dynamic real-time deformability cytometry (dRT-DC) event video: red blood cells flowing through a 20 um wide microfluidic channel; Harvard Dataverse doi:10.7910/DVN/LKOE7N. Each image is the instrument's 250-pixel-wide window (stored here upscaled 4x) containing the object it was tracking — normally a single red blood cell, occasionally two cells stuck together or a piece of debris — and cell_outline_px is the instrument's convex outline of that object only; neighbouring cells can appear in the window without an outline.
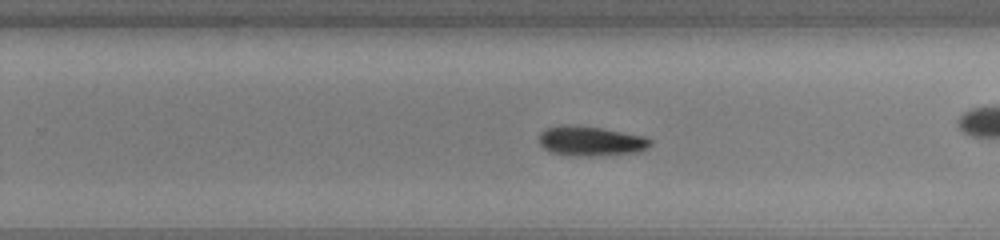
{"species": "common noctule bat (a hibernating species)", "species_latin": "Nyctalus noctula", "temperature_condition": "cold", "stored_images_in_passage": 46, "camera_frame_rate_fps": 3000, "um_per_image_px": 0.085, "animal": {"sex": "male", "body_mass_g": 13.0, "forearm_length_mm": 53.1}, "frame": {"image": 1, "passage_image": 27, "time_ms": 8.667, "image_size_px": [1000, 240], "cell_outline_px": [[652, 144], [648, 148], [640, 152], [592, 156], [568, 156], [552, 152], [544, 148], [540, 144], [540, 132], [548, 128], [600, 128], [644, 136], [652, 140]], "centroid_in_image_um": [50.31, 12.05], "position_along_channel_um": 279.5, "area_um2": 18.5}, "authors_computed_cell_mechanics": {"area_um2": 18.9584, "velocity_mm_per_s": 3.8964, "shape_relaxation_time_tau1_ms": 1.5418, "shape_relaxation_time_tau2_ms": null, "deformation_change_tau1": 0.0874, "deformation_change_tau2": null}}